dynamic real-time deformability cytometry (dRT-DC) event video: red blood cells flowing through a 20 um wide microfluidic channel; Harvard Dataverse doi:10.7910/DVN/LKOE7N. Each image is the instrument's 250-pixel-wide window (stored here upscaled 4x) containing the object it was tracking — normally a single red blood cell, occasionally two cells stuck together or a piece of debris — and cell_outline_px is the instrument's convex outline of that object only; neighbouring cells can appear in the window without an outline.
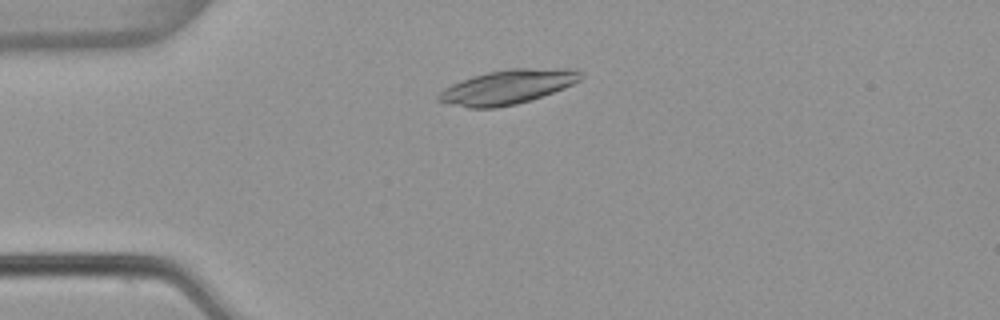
{"species": "common noctule bat (a hibernating species)", "species_latin": "Nyctalus noctula", "temperature_condition": "warm", "stored_images_in_passage": 6, "camera_frame_rate_fps": 3000, "um_per_image_px": 0.085, "animal": {"sex": "female", "body_mass_g": 22.7, "forearm_length_mm": 54.2}, "frame": {"image": 1, "passage_image": 3, "time_ms": 0.667, "image_size_px": [1000, 320], "cell_outline_px": [[584, 76], [580, 80], [564, 88], [516, 104], [496, 108], [468, 108], [448, 104], [436, 100], [436, 96], [444, 88], [460, 80], [472, 76], [488, 72], [508, 68], [576, 68]], "centroid_in_image_um": [43.12, 7.38], "position_along_channel_um": 41.9, "area_um2": 28.55}}
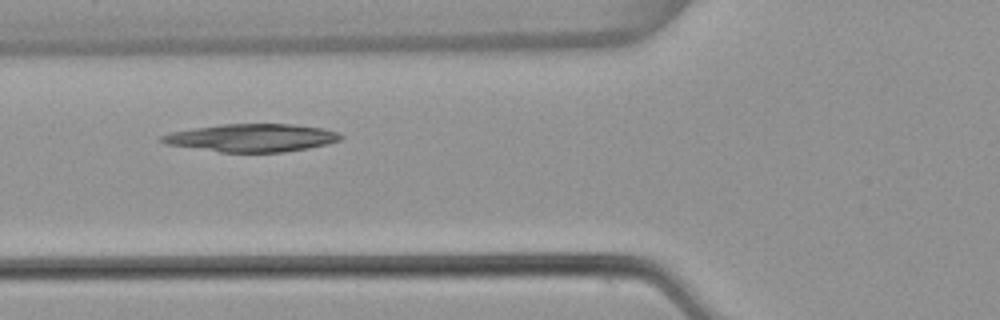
{"frame": {"image": 2, "passage_image": 5, "time_ms": 1.333, "image_size_px": [1000, 320], "cell_outline_px": [[344, 136], [340, 140], [328, 144], [308, 148], [284, 152], [220, 152], [164, 144], [160, 140], [160, 136], [172, 132], [196, 128], [224, 124], [292, 124], [324, 128], [336, 132]], "centroid_in_image_um": [21.42, 11.72], "position_along_channel_um": 104.4, "area_um2": 28.96}}
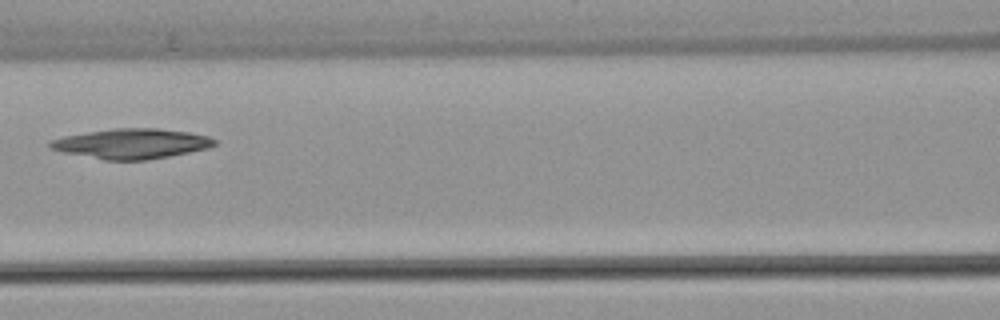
{"frame": {"image": 3, "passage_image": 6, "time_ms": 1.667, "image_size_px": [1000, 320], "cell_outline_px": [[216, 144], [208, 148], [148, 160], [104, 160], [64, 152], [48, 148], [48, 140], [64, 136], [88, 132], [116, 128], [156, 128], [188, 132], [208, 136], [216, 140]], "centroid_in_image_um": [11.15, 12.21], "position_along_channel_um": 155.4, "area_um2": 28.61}}